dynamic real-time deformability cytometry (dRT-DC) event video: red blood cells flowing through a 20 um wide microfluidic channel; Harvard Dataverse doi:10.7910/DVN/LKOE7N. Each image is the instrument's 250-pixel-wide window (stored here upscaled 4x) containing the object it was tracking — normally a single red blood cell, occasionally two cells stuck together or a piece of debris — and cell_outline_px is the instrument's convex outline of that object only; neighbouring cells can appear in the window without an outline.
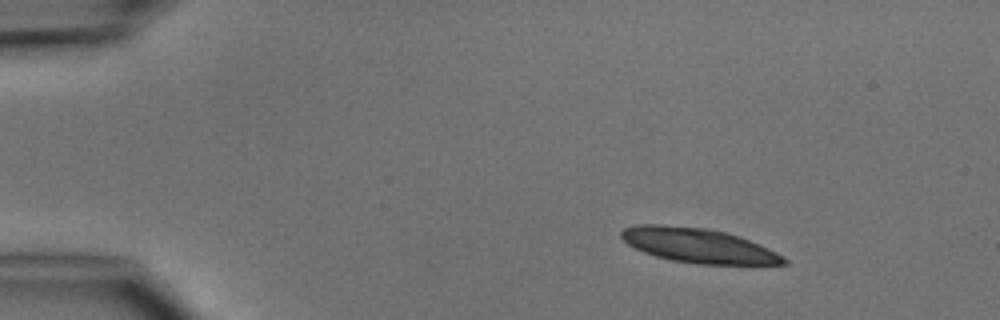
{"species": "common noctule bat (a hibernating species)", "species_latin": "Nyctalus noctula", "temperature_condition": "cold", "stored_images_in_passage": 4, "camera_frame_rate_fps": 3000, "um_per_image_px": 0.085, "animal": {"sex": "male", "body_mass_g": 15.6}, "frame": {"image": 1, "passage_image": 1, "time_ms": 0.0, "image_size_px": [1000, 320], "cell_outline_px": [[788, 264], [700, 264], [672, 260], [656, 256], [644, 252], [628, 244], [620, 236], [620, 232], [624, 228], [636, 224], [660, 224], [708, 228], [740, 236], [768, 248], [784, 256], [788, 260]], "centroid_in_image_um": [59.36, 20.85], "position_along_channel_um": 25.6, "area_um2": 32.6}}
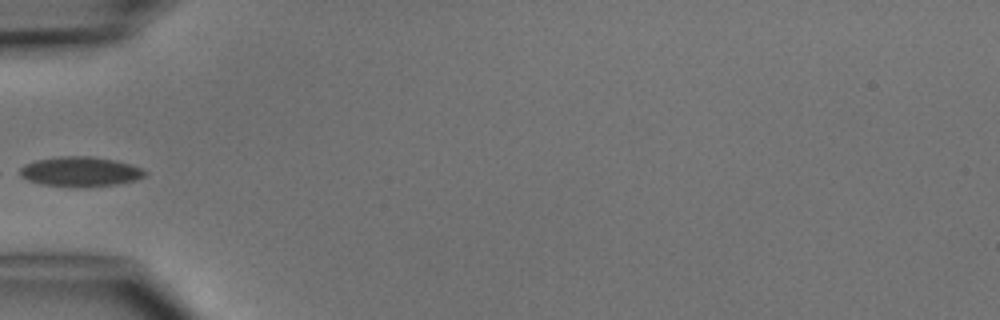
{"frame": {"image": 2, "passage_image": 4, "time_ms": 3.333, "image_size_px": [1000, 320], "cell_outline_px": [[148, 172], [144, 176], [136, 180], [116, 184], [76, 188], [40, 184], [28, 180], [12, 172], [24, 164], [36, 160], [60, 156], [92, 156], [116, 160], [140, 168]], "centroid_in_image_um": [6.73, 14.59], "position_along_channel_um": 78.3, "area_um2": 22.14}}